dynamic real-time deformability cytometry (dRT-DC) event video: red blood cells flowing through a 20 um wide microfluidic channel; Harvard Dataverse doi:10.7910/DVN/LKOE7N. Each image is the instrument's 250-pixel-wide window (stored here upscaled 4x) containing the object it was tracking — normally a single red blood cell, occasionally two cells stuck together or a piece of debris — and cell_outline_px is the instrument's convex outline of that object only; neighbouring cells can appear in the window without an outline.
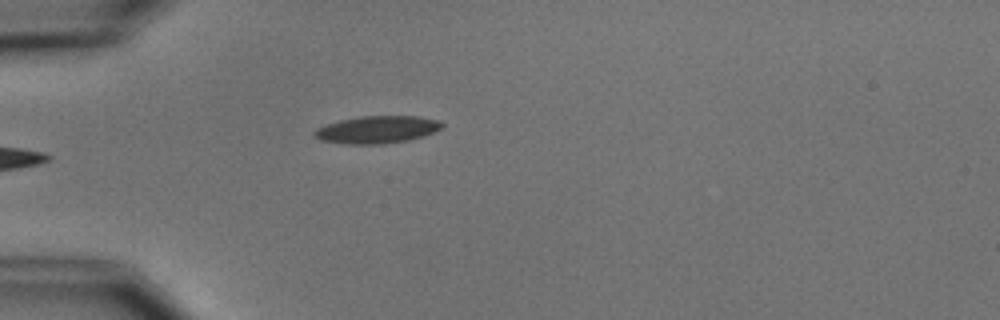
{"species": "common noctule bat (a hibernating species)", "species_latin": "Nyctalus noctula", "temperature_condition": "cold", "stored_images_in_passage": 3, "camera_frame_rate_fps": 3000, "um_per_image_px": 0.085, "animal": {"sex": "male", "body_mass_g": 15.6}, "frame": {"image": 1, "passage_image": 3, "time_ms": 2.333, "image_size_px": [1000, 320], "cell_outline_px": [[444, 124], [440, 128], [432, 132], [408, 140], [384, 144], [344, 144], [320, 140], [312, 132], [316, 128], [340, 120], [360, 116], [416, 116], [436, 120]], "centroid_in_image_um": [31.99, 11.02], "position_along_channel_um": 53.0, "area_um2": 20.11}}